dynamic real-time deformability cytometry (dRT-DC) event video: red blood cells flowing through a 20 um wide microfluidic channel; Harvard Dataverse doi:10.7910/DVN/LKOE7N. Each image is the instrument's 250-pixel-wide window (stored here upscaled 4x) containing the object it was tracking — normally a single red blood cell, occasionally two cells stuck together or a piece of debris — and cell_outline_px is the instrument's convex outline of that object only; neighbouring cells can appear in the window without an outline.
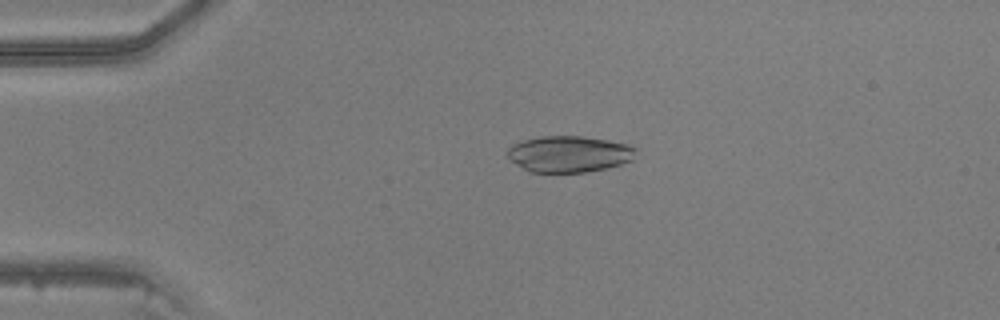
{"species": "common noctule bat (a hibernating species)", "species_latin": "Nyctalus noctula", "temperature_condition": "warm", "stored_images_in_passage": 47, "camera_frame_rate_fps": 3000, "um_per_image_px": 0.085, "animal": {"sex": "male", "body_mass_g": 20.5, "forearm_length_mm": 52.5}, "frame": {"image": 1, "passage_image": 11, "time_ms": 3.333, "image_size_px": [1000, 320], "cell_outline_px": [[636, 152], [632, 160], [620, 164], [604, 168], [584, 172], [528, 172], [516, 164], [508, 156], [508, 148], [512, 144], [524, 140], [540, 136], [580, 136], [608, 140], [628, 144], [636, 148]], "centroid_in_image_um": [48.36, 13.08], "position_along_channel_um": 36.6, "area_um2": 27.05}}
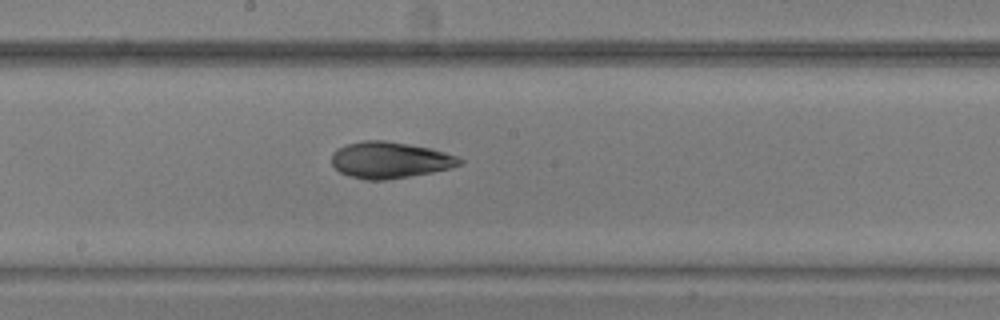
{"frame": {"image": 2, "passage_image": 26, "time_ms": 8.333, "image_size_px": [1000, 320], "cell_outline_px": [[464, 164], [432, 172], [384, 180], [364, 180], [348, 176], [340, 172], [332, 164], [332, 152], [336, 148], [348, 144], [364, 140], [384, 140], [432, 148], [456, 156], [464, 160]], "centroid_in_image_um": [33.12, 13.6], "position_along_channel_um": 215.1, "area_um2": 27.17}}
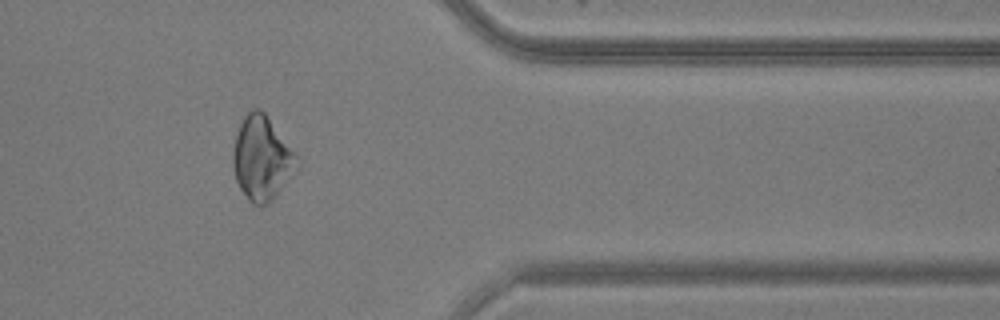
{"frame": {"image": 3, "passage_image": 39, "time_ms": 12.667, "image_size_px": [1000, 320], "cell_outline_px": [[300, 156], [276, 196], [268, 204], [252, 204], [248, 200], [240, 188], [236, 180], [232, 164], [232, 152], [236, 136], [240, 124], [244, 116], [252, 108], [260, 108], [264, 112]], "centroid_in_image_um": [22.22, 13.41], "position_along_channel_um": 389.2, "area_um2": 30.87}}